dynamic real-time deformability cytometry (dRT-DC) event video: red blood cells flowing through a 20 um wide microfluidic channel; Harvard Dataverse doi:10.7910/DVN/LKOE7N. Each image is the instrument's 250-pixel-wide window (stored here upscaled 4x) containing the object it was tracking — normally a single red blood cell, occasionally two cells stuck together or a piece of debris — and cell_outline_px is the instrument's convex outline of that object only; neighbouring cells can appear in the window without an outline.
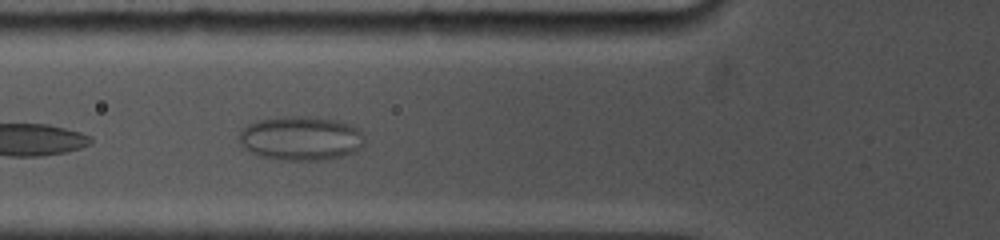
{"species": "common noctule bat (a hibernating species)", "species_latin": "Nyctalus noctula", "temperature_condition": "cold", "stored_images_in_passage": 5, "camera_frame_rate_fps": 5000, "um_per_image_px": 0.085, "animal": {"sex": "female", "body_mass_g": 19.0, "forearm_length_mm": 53.3}, "frame": {"image": 1, "passage_image": 5, "time_ms": 1.4, "image_size_px": [1000, 240], "cell_outline_px": [[364, 144], [360, 148], [344, 156], [320, 160], [280, 160], [260, 156], [244, 148], [240, 144], [236, 136], [248, 124], [260, 120], [284, 116], [308, 116], [336, 120], [360, 128], [364, 136]], "centroid_in_image_um": [25.57, 11.75], "position_along_channel_um": 100.2, "area_um2": 32.48}}